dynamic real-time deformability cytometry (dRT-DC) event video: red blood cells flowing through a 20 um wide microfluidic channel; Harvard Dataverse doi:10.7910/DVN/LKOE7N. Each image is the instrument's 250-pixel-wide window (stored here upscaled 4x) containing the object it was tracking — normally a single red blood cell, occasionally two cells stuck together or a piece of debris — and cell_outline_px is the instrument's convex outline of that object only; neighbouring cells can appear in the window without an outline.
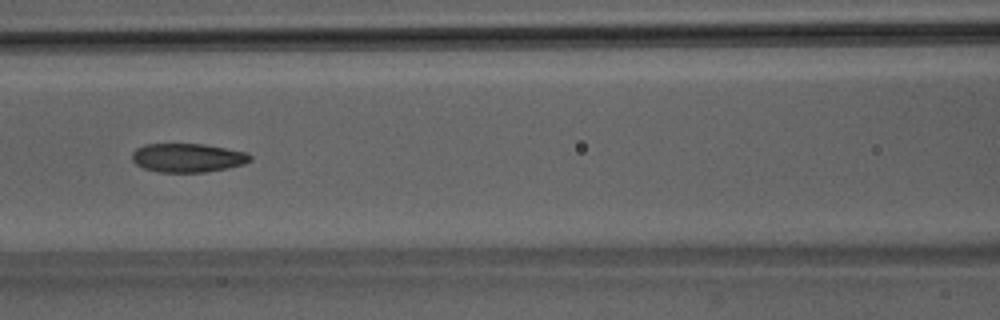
{"species": "Egyptian fruit bat (a non-hibernating species)", "species_latin": "Rousettus aegyptiacus", "temperature_condition": "room temperature", "stored_images_in_passage": 23, "camera_frame_rate_fps": 3000, "um_per_image_px": 0.085, "animal": {"sex": "male"}, "frame": {"image": 1, "passage_image": 13, "time_ms": 4.0, "image_size_px": [1000, 320], "cell_outline_px": [[252, 160], [244, 164], [228, 168], [204, 172], [156, 172], [144, 168], [136, 164], [132, 160], [132, 152], [136, 148], [144, 144], [204, 144], [248, 152], [252, 156]], "centroid_in_image_um": [15.96, 13.41], "position_along_channel_um": 150.6, "area_um2": 20.0}}